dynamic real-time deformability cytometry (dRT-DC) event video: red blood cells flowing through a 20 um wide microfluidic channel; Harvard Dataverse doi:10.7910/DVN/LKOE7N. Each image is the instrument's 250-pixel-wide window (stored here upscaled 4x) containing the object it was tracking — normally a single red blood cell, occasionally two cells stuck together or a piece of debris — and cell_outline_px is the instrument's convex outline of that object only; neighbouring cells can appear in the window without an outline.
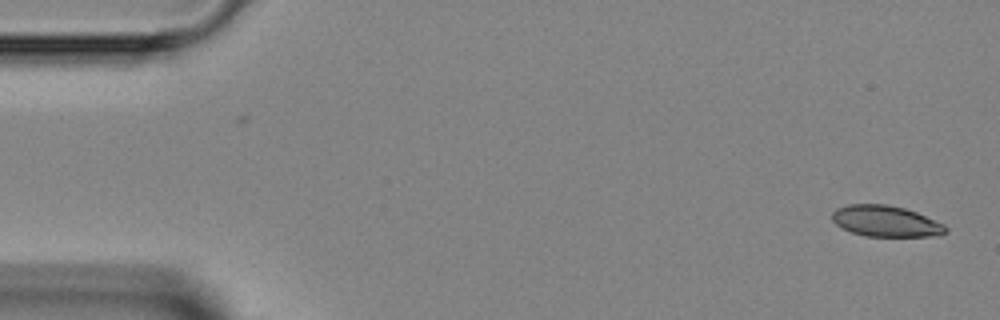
{"species": "Egyptian fruit bat (a non-hibernating species)", "species_latin": "Rousettus aegyptiacus", "temperature_condition": "room temperature", "stored_images_in_passage": 47, "segment_of_instrument_passage": [1, 2], "camera_frame_rate_fps": 3000, "um_per_image_px": 0.085, "animal": {"sex": "female"}, "frame": {"image": 1, "passage_image": 1, "time_ms": 0.0, "image_size_px": [1000, 320], "cell_outline_px": [[948, 232], [940, 236], [864, 236], [852, 232], [836, 224], [832, 220], [832, 212], [836, 208], [848, 204], [884, 204], [904, 208], [916, 212], [944, 224], [948, 228]], "centroid_in_image_um": [75.31, 18.8], "position_along_channel_um": 9.7, "area_um2": 20.58}}
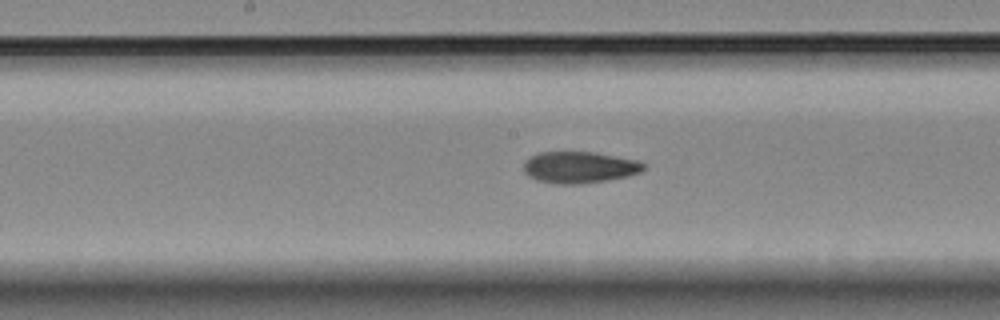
{"frame": {"image": 2, "passage_image": 23, "time_ms": 7.333, "image_size_px": [1000, 320], "cell_outline_px": [[644, 168], [640, 172], [628, 176], [608, 180], [584, 184], [552, 184], [536, 180], [528, 176], [524, 172], [524, 160], [540, 152], [592, 152], [640, 160], [644, 164]], "centroid_in_image_um": [49.24, 14.23], "position_along_channel_um": 199.0, "area_um2": 22.25}}
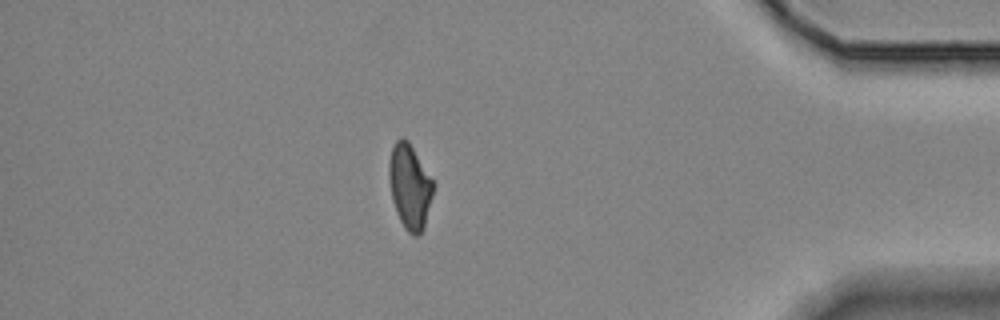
{"frame": {"image": 3, "passage_image": 40, "time_ms": 13.0, "image_size_px": [1000, 320], "cell_outline_px": [[436, 184], [424, 228], [420, 236], [412, 236], [404, 228], [396, 212], [392, 200], [388, 180], [388, 164], [392, 148], [396, 140], [400, 136], [404, 136], [408, 140]], "centroid_in_image_um": [34.83, 15.86], "position_along_channel_um": 400.4, "area_um2": 22.43}}